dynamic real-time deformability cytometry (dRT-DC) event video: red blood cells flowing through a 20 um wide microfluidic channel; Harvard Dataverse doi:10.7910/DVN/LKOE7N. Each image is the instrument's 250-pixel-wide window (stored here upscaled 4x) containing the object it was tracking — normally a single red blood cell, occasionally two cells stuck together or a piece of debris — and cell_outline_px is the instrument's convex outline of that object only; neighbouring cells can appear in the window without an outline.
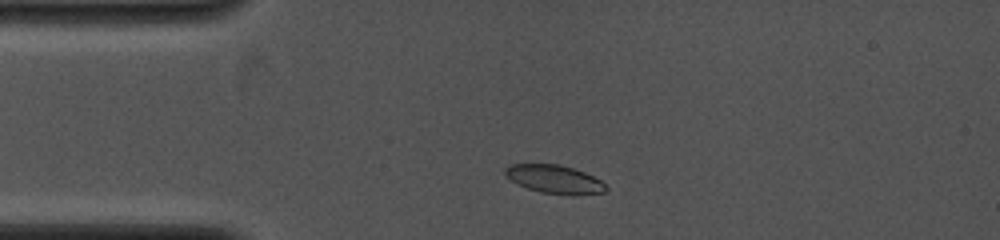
{"species": "common noctule bat (a hibernating species)", "species_latin": "Nyctalus noctula", "temperature_condition": "cold", "stored_images_in_passage": 19, "camera_frame_rate_fps": 4000, "um_per_image_px": 0.085, "animal": {"sex": "female", "body_mass_g": 19.0, "forearm_length_mm": 53.3}, "frame": {"image": 1, "passage_image": 2, "time_ms": 0.5, "image_size_px": [1000, 240], "cell_outline_px": [[608, 188], [604, 192], [580, 196], [572, 196], [540, 192], [516, 184], [504, 172], [504, 168], [508, 164], [560, 164], [584, 172], [600, 180]], "centroid_in_image_um": [47.14, 15.25], "position_along_channel_um": 37.9, "area_um2": 16.82}}
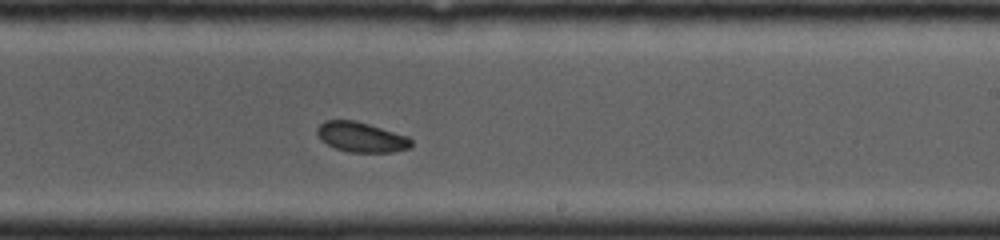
{"frame": {"image": 2, "passage_image": 13, "time_ms": 6.25, "image_size_px": [1000, 240], "cell_outline_px": [[412, 148], [392, 152], [352, 152], [336, 148], [328, 144], [316, 132], [316, 128], [324, 120], [352, 120], [368, 124], [408, 136], [412, 140]], "centroid_in_image_um": [30.74, 11.65], "position_along_channel_um": 258.3, "area_um2": 16.24}}
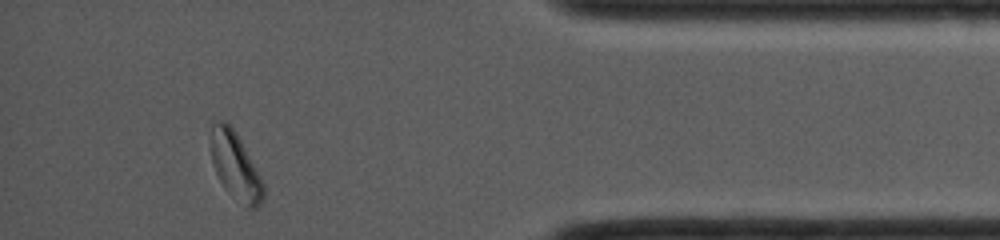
{"frame": {"image": 3, "passage_image": 19, "time_ms": 10.5, "image_size_px": [1000, 240], "cell_outline_px": [[264, 196], [260, 204], [256, 208], [248, 208], [232, 196], [224, 188], [212, 164], [208, 140], [212, 124], [216, 120], [224, 120], [236, 132], [260, 176], [264, 184]], "centroid_in_image_um": [19.96, 14.07], "position_along_channel_um": 415.2, "area_um2": 20.75}}